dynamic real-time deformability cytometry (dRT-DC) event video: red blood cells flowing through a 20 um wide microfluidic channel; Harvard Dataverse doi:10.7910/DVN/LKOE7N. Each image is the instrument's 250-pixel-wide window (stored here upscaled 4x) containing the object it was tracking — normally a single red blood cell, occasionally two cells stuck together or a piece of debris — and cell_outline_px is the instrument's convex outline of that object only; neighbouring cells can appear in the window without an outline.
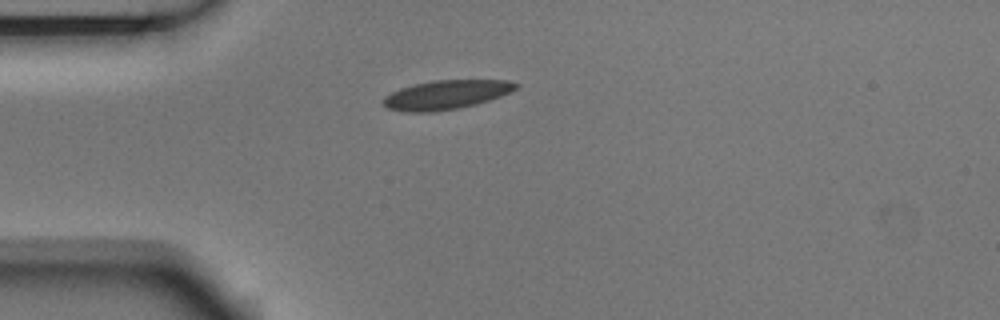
{"species": "Egyptian fruit bat (a non-hibernating species)", "species_latin": "Rousettus aegyptiacus", "temperature_condition": "room temperature", "stored_images_in_passage": 34, "camera_frame_rate_fps": 3000, "um_per_image_px": 0.085, "animal": {"sex": "male"}, "frame": {"image": 1, "passage_image": 1, "time_ms": 0.0, "image_size_px": [1000, 320], "cell_outline_px": [[520, 88], [500, 96], [476, 104], [460, 108], [432, 112], [404, 112], [388, 108], [380, 104], [380, 100], [384, 96], [400, 88], [412, 84], [432, 80], [508, 80], [520, 84]], "centroid_in_image_um": [37.89, 8.05], "position_along_channel_um": 47.1, "area_um2": 22.83}}
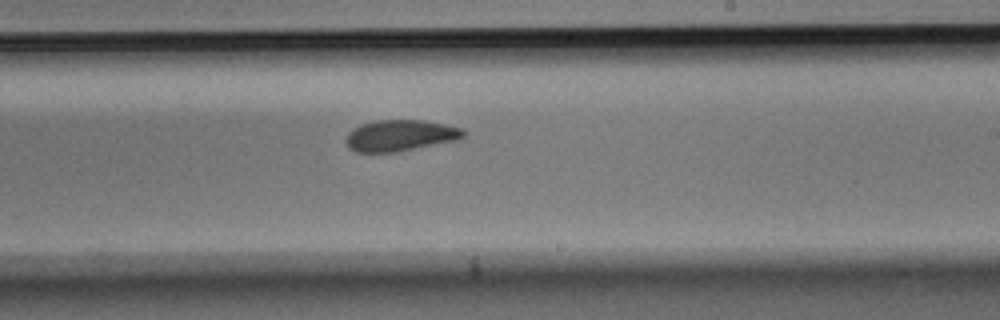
{"frame": {"image": 2, "passage_image": 19, "time_ms": 6.0, "image_size_px": [1000, 320], "cell_outline_px": [[464, 136], [460, 140], [396, 152], [356, 152], [348, 148], [344, 140], [348, 132], [352, 128], [360, 124], [376, 120], [424, 120], [464, 128]], "centroid_in_image_um": [34.0, 11.52], "position_along_channel_um": 255.0, "area_um2": 21.73}}
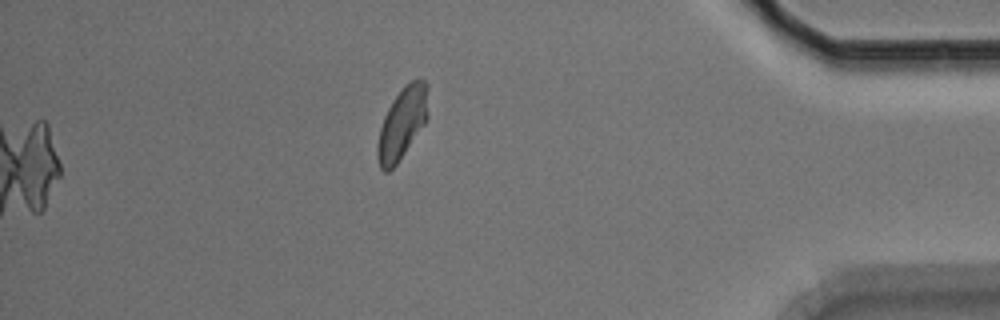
{"frame": {"image": 3, "passage_image": 34, "time_ms": 11.0, "image_size_px": [1000, 320], "cell_outline_px": [[428, 120], [396, 164], [388, 172], [384, 172], [380, 168], [376, 156], [376, 144], [380, 128], [384, 116], [388, 108], [396, 96], [412, 80], [420, 76], [428, 84]], "centroid_in_image_um": [34.2, 10.48], "position_along_channel_um": 401.0, "area_um2": 21.21}, "authors_computed_cell_mechanics": {"area_um2": 21.9929, "velocity_mm_per_s": 3.7079, "shape_relaxation_time_tau1_ms": 4.3994, "shape_relaxation_time_tau2_ms": 2.5889, "deformation_change_tau1": 0.1111, "deformation_change_tau2": 0.0423}}